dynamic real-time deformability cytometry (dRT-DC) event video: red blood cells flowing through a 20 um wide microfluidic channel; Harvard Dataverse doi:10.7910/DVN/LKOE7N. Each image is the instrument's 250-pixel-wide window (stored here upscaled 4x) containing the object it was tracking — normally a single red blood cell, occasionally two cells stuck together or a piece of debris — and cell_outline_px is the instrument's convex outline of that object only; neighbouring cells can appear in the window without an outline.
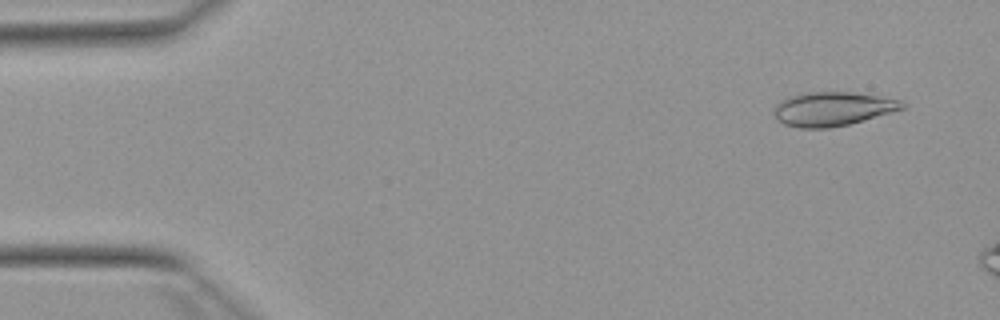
{"species": "Egyptian fruit bat (a non-hibernating species)", "species_latin": "Rousettus aegyptiacus", "temperature_condition": "warm", "stored_images_in_passage": 50, "camera_frame_rate_fps": 3000, "um_per_image_px": 0.085, "animal": {"sex": "female"}, "frame": {"image": 1, "passage_image": 4, "time_ms": 1.0, "image_size_px": [1000, 320], "cell_outline_px": [[904, 108], [892, 112], [848, 124], [828, 128], [800, 128], [784, 124], [776, 120], [772, 112], [776, 104], [788, 96], [804, 92], [852, 92], [900, 100], [904, 104]], "centroid_in_image_um": [70.69, 9.25], "position_along_channel_um": 14.3, "area_um2": 25.32}}
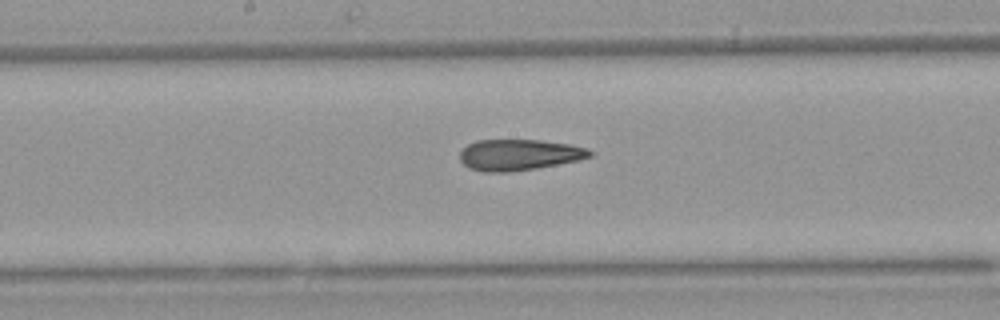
{"frame": {"image": 2, "passage_image": 27, "time_ms": 8.667, "image_size_px": [1000, 320], "cell_outline_px": [[596, 152], [592, 156], [580, 160], [536, 168], [508, 172], [484, 172], [468, 168], [460, 160], [460, 152], [468, 144], [476, 140], [540, 140], [572, 144], [588, 148]], "centroid_in_image_um": [44.16, 13.15], "position_along_channel_um": 204.0, "area_um2": 23.76}}
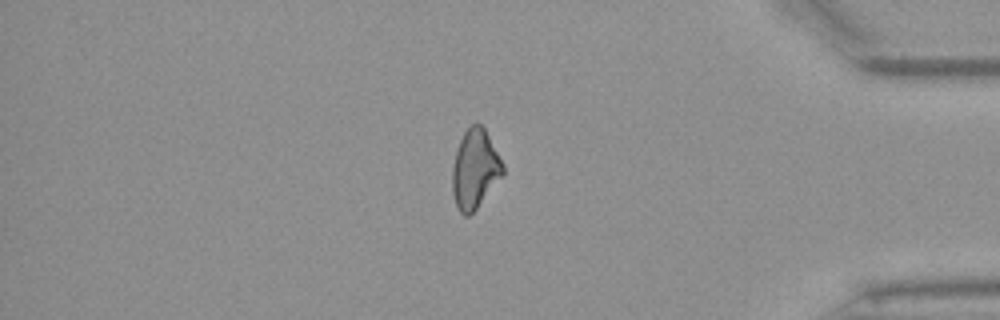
{"frame": {"image": 3, "passage_image": 44, "time_ms": 14.333, "image_size_px": [1000, 320], "cell_outline_px": [[504, 176], [476, 208], [468, 216], [464, 216], [460, 212], [456, 204], [452, 192], [452, 168], [456, 152], [460, 140], [464, 132], [472, 124], [480, 124], [484, 128], [504, 164]], "centroid_in_image_um": [40.38, 14.39], "position_along_channel_um": 394.8, "area_um2": 23.18}, "authors_computed_cell_mechanics": {"area_um2": 24.1604, "velocity_mm_per_s": 3.9268, "shape_relaxation_time_tau1_ms": null, "shape_relaxation_time_tau2_ms": 4.5068, "deformation_change_tau1": null, "deformation_change_tau2": 0.1427}}